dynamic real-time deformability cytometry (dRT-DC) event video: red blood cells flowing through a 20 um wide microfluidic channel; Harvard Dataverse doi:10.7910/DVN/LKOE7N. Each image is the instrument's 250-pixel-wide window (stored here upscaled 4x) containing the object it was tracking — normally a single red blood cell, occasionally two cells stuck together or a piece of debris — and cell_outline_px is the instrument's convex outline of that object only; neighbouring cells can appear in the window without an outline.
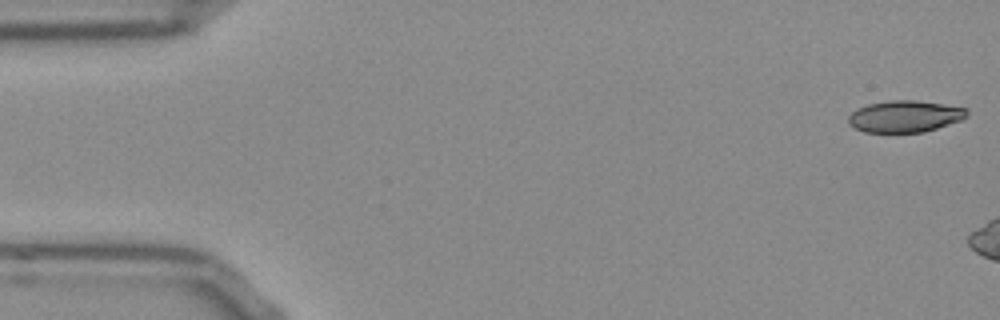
{"species": "Egyptian fruit bat (a non-hibernating species)", "species_latin": "Rousettus aegyptiacus", "temperature_condition": "room temperature", "stored_images_in_passage": 7, "camera_frame_rate_fps": 3000, "um_per_image_px": 0.085, "frame": {"image": 1, "passage_image": 1, "time_ms": 0.0, "image_size_px": [1000, 320], "cell_outline_px": [[968, 116], [960, 120], [924, 132], [864, 132], [848, 124], [848, 116], [856, 108], [868, 104], [888, 100], [916, 100], [944, 104], [968, 108]], "centroid_in_image_um": [76.9, 9.88], "position_along_channel_um": 8.1, "area_um2": 21.96}}